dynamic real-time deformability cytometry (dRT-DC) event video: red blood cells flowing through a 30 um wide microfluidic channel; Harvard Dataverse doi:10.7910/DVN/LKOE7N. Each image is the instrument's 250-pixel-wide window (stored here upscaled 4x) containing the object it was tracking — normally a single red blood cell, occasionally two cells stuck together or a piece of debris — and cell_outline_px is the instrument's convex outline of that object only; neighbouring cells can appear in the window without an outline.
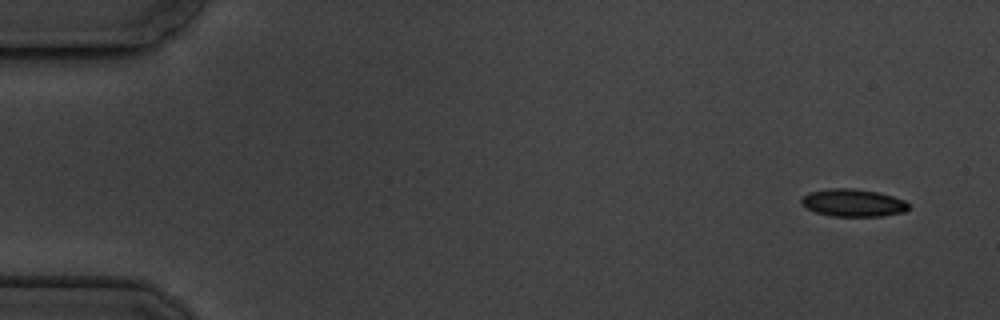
{"species": "common noctule bat (a hibernating species)", "species_latin": "Nyctalus noctula", "temperature_condition": "cold", "stored_images_in_passage": 5, "camera_frame_rate_fps": 3000, "um_per_image_px": 0.085, "animal": {"sex": "male", "body_mass_g": 19.5, "forearm_length_mm": 54.6}, "frame": {"image": 1, "passage_image": 1, "time_ms": 0.0, "image_size_px": [1000, 320], "cell_outline_px": [[908, 208], [904, 212], [884, 216], [832, 216], [816, 212], [800, 204], [800, 200], [808, 192], [828, 188], [852, 188], [876, 192], [892, 196], [904, 200], [908, 204]], "centroid_in_image_um": [72.48, 17.24], "position_along_channel_um": 12.5, "area_um2": 17.17}}
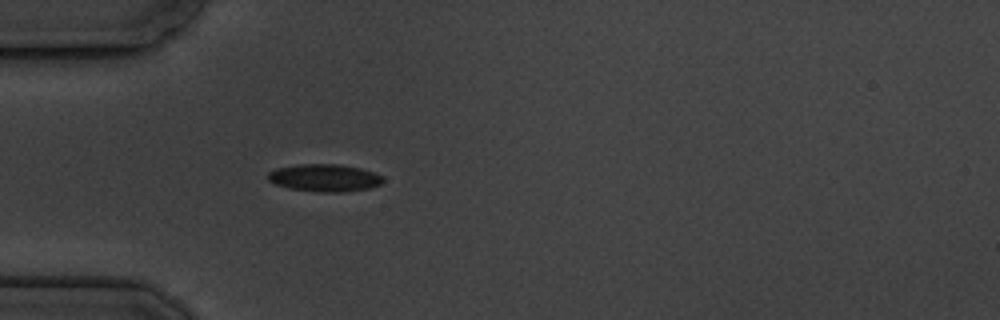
{"frame": {"image": 2, "passage_image": 5, "time_ms": 4.667, "image_size_px": [1000, 320], "cell_outline_px": [[384, 180], [380, 184], [372, 188], [344, 192], [320, 192], [288, 188], [276, 184], [268, 180], [268, 172], [276, 168], [300, 164], [336, 164], [360, 168], [384, 176]], "centroid_in_image_um": [27.6, 15.12], "position_along_channel_um": 57.4, "area_um2": 18.44}}